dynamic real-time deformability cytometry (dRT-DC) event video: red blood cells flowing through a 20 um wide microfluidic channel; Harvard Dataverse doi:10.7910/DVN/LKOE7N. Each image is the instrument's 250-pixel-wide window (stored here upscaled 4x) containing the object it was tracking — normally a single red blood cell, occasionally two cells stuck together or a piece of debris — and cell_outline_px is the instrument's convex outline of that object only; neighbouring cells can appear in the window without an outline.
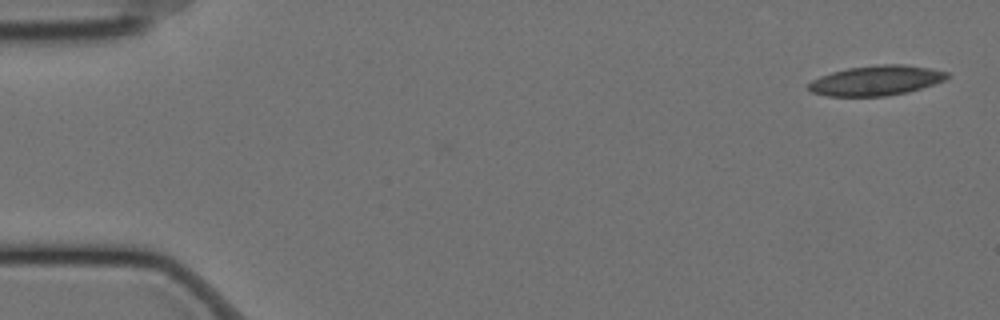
{"species": "Egyptian fruit bat (a non-hibernating species)", "species_latin": "Rousettus aegyptiacus", "temperature_condition": "cold", "stored_images_in_passage": 44, "camera_frame_rate_fps": 3000, "um_per_image_px": 0.085, "animal": {"sex": "female"}, "frame": {"image": 1, "passage_image": 1, "time_ms": 0.0, "image_size_px": [1000, 320], "cell_outline_px": [[948, 76], [944, 80], [908, 92], [884, 96], [828, 96], [812, 92], [808, 88], [808, 84], [812, 80], [820, 76], [832, 72], [848, 68], [884, 64], [900, 64], [928, 68], [948, 72]], "centroid_in_image_um": [74.44, 6.85], "position_along_channel_um": 10.6, "area_um2": 23.81}}
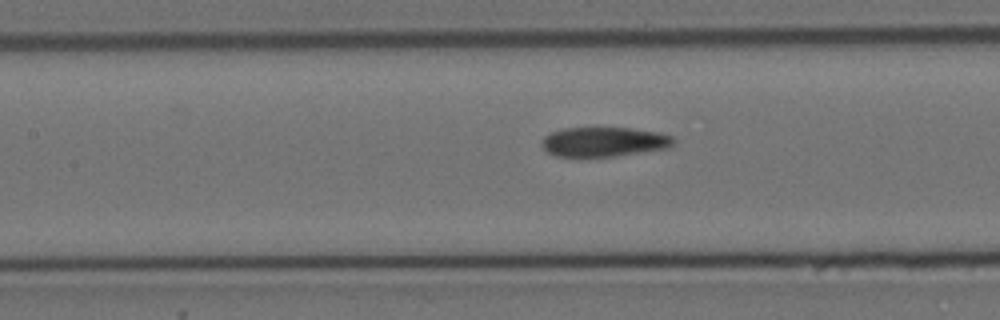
{"frame": {"image": 2, "passage_image": 25, "time_ms": 8.0, "image_size_px": [1000, 320], "cell_outline_px": [[676, 140], [668, 148], [616, 156], [556, 156], [548, 152], [540, 144], [544, 136], [552, 132], [564, 128], [628, 128], [656, 132], [672, 136]], "centroid_in_image_um": [51.33, 12.05], "position_along_channel_um": 156.1, "area_um2": 22.48}}
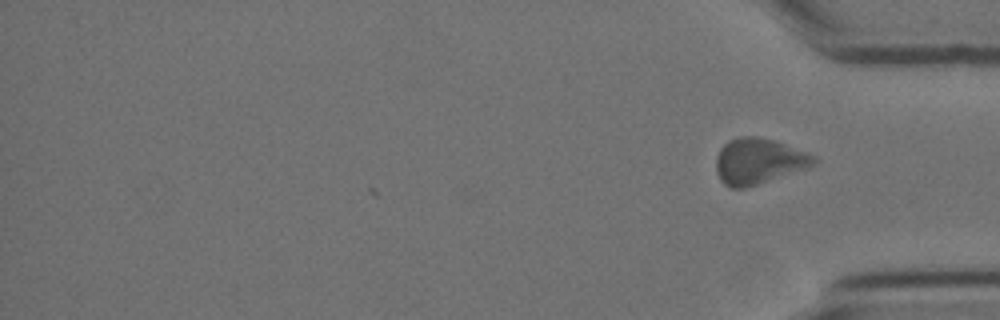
{"frame": {"image": 3, "passage_image": 44, "time_ms": 14.333, "image_size_px": [1000, 320], "cell_outline_px": [[816, 160], [812, 164], [804, 168], [744, 188], [732, 188], [724, 184], [720, 180], [716, 172], [716, 156], [720, 148], [728, 140], [740, 136], [756, 136], [776, 140], [816, 156]], "centroid_in_image_um": [64.41, 13.67], "position_along_channel_um": 370.8, "area_um2": 25.72}, "authors_computed_cell_mechanics": {"area_um2": 24.0448, "velocity_mm_per_s": 3.4222, "shape_relaxation_time_tau1_ms": 6.4936, "shape_relaxation_time_tau2_ms": 2.8687, "deformation_change_tau1": 0.122, "deformation_change_tau2": 0.0833}}